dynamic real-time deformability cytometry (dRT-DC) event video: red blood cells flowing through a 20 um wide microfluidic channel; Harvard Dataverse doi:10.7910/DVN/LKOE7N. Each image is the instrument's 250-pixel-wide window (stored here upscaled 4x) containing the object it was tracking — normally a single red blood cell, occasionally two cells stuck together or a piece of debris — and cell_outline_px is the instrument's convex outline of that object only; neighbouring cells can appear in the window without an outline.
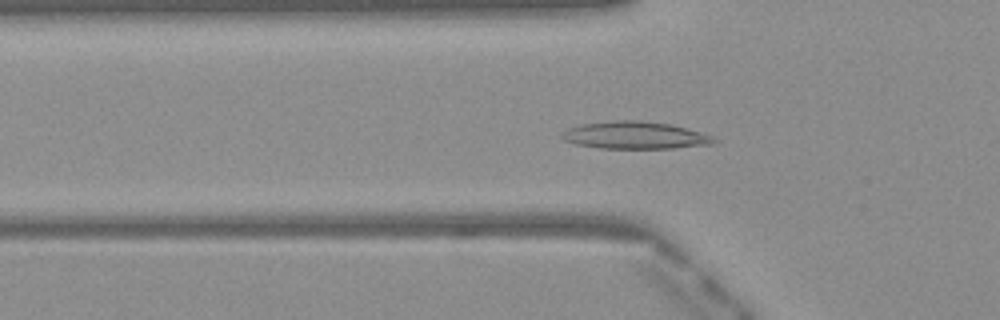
{"species": "Egyptian fruit bat (a non-hibernating species)", "species_latin": "Rousettus aegyptiacus", "temperature_condition": "warm", "stored_images_in_passage": 49, "camera_frame_rate_fps": 3000, "um_per_image_px": 0.085, "frame": {"image": 1, "passage_image": 16, "time_ms": 5.0, "image_size_px": [1000, 320], "cell_outline_px": [[716, 140], [712, 144], [672, 148], [600, 148], [576, 144], [564, 140], [560, 136], [560, 132], [568, 128], [580, 124], [612, 120], [640, 120], [672, 124], [716, 136]], "centroid_in_image_um": [53.97, 11.49], "position_along_channel_um": 71.8, "area_um2": 24.45}}
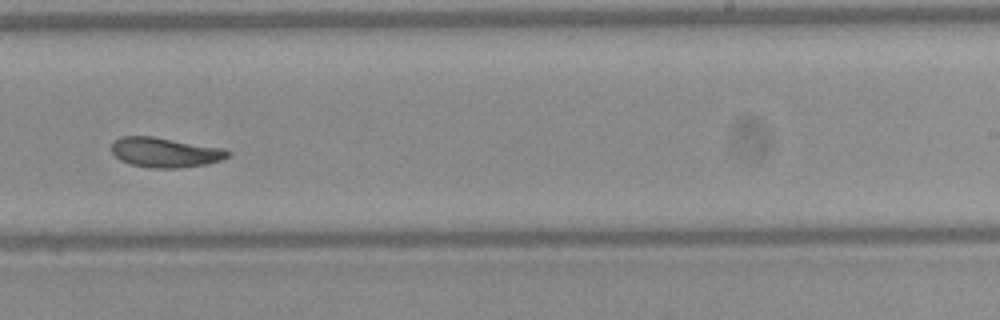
{"frame": {"image": 2, "passage_image": 31, "time_ms": 10.0, "image_size_px": [1000, 320], "cell_outline_px": [[232, 152], [228, 156], [220, 160], [208, 164], [176, 168], [152, 168], [132, 164], [120, 160], [112, 152], [112, 144], [120, 136], [152, 136], [224, 148]], "centroid_in_image_um": [14.05, 12.95], "position_along_channel_um": 274.9, "area_um2": 20.11}}
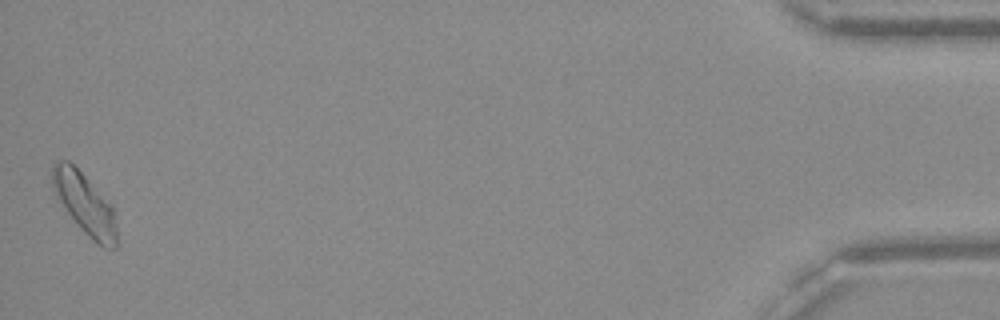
{"frame": {"image": 3, "passage_image": 49, "time_ms": 16.0, "image_size_px": [1000, 320], "cell_outline_px": [[120, 244], [116, 248], [104, 248], [92, 240], [80, 228], [68, 212], [52, 188], [52, 164], [56, 160], [68, 160], [112, 204]], "centroid_in_image_um": [7.25, 17.37], "position_along_channel_um": 427.9, "area_um2": 22.89}, "authors_computed_cell_mechanics": {"area_um2": 20.8658, "velocity_mm_per_s": 4.0607, "shape_relaxation_time_tau1_ms": 5.5904, "shape_relaxation_time_tau2_ms": 2.8605, "deformation_change_tau1": 0.1511, "deformation_change_tau2": 0.0812}}